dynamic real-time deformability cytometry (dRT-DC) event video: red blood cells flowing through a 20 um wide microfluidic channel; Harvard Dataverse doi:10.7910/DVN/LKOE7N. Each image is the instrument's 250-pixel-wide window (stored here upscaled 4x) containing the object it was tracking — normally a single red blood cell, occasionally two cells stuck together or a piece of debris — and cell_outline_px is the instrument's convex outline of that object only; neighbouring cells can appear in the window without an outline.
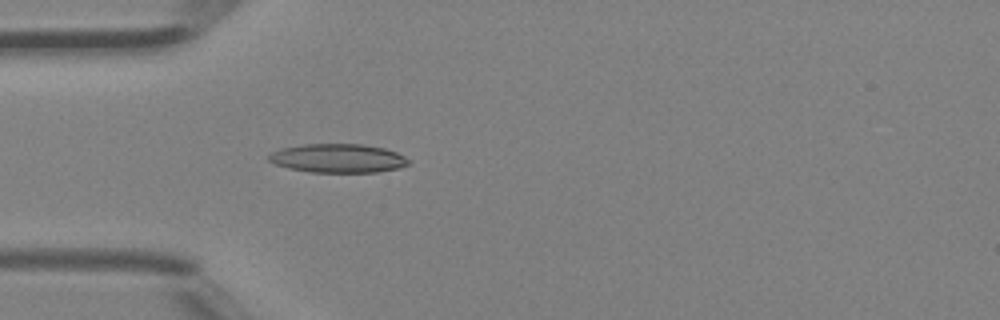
{"species": "Egyptian fruit bat (a non-hibernating species)", "species_latin": "Rousettus aegyptiacus", "temperature_condition": "room temperature", "stored_images_in_passage": 4, "camera_frame_rate_fps": 3000, "um_per_image_px": 0.085, "animal": {"sex": "female"}, "frame": {"image": 1, "passage_image": 4, "time_ms": 1.0, "image_size_px": [1000, 320], "cell_outline_px": [[412, 160], [408, 164], [400, 168], [376, 172], [308, 172], [288, 168], [276, 164], [268, 160], [268, 156], [272, 152], [284, 148], [304, 144], [364, 144], [384, 148], [396, 152]], "centroid_in_image_um": [28.76, 13.45], "position_along_channel_um": 56.2, "area_um2": 23.47}}